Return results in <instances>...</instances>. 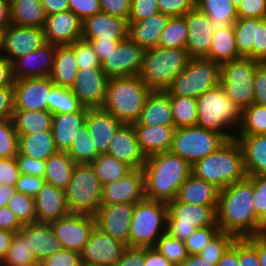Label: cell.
Instances as JSON below:
<instances>
[{
  "mask_svg": "<svg viewBox=\"0 0 266 266\" xmlns=\"http://www.w3.org/2000/svg\"><path fill=\"white\" fill-rule=\"evenodd\" d=\"M261 223L253 205V183L248 177L220 190L217 225L221 232L246 238L258 234Z\"/></svg>",
  "mask_w": 266,
  "mask_h": 266,
  "instance_id": "obj_1",
  "label": "cell"
},
{
  "mask_svg": "<svg viewBox=\"0 0 266 266\" xmlns=\"http://www.w3.org/2000/svg\"><path fill=\"white\" fill-rule=\"evenodd\" d=\"M191 169L192 165L187 160L171 151L147 157L142 168L146 199L165 203L173 201Z\"/></svg>",
  "mask_w": 266,
  "mask_h": 266,
  "instance_id": "obj_2",
  "label": "cell"
},
{
  "mask_svg": "<svg viewBox=\"0 0 266 266\" xmlns=\"http://www.w3.org/2000/svg\"><path fill=\"white\" fill-rule=\"evenodd\" d=\"M191 174L220 190L244 180L247 175L240 143L236 138L227 140L219 149L195 162Z\"/></svg>",
  "mask_w": 266,
  "mask_h": 266,
  "instance_id": "obj_3",
  "label": "cell"
},
{
  "mask_svg": "<svg viewBox=\"0 0 266 266\" xmlns=\"http://www.w3.org/2000/svg\"><path fill=\"white\" fill-rule=\"evenodd\" d=\"M151 92L139 75L110 78L101 108L123 124H132L139 120Z\"/></svg>",
  "mask_w": 266,
  "mask_h": 266,
  "instance_id": "obj_4",
  "label": "cell"
},
{
  "mask_svg": "<svg viewBox=\"0 0 266 266\" xmlns=\"http://www.w3.org/2000/svg\"><path fill=\"white\" fill-rule=\"evenodd\" d=\"M198 118L196 126L223 134L228 140L237 134L226 132L224 128L237 125L240 129L242 110L227 95L220 84L196 99Z\"/></svg>",
  "mask_w": 266,
  "mask_h": 266,
  "instance_id": "obj_5",
  "label": "cell"
},
{
  "mask_svg": "<svg viewBox=\"0 0 266 266\" xmlns=\"http://www.w3.org/2000/svg\"><path fill=\"white\" fill-rule=\"evenodd\" d=\"M190 59L186 49L157 46L145 51L139 76L152 91H165Z\"/></svg>",
  "mask_w": 266,
  "mask_h": 266,
  "instance_id": "obj_6",
  "label": "cell"
},
{
  "mask_svg": "<svg viewBox=\"0 0 266 266\" xmlns=\"http://www.w3.org/2000/svg\"><path fill=\"white\" fill-rule=\"evenodd\" d=\"M167 203L143 199L135 203L130 230L129 247H154L166 233Z\"/></svg>",
  "mask_w": 266,
  "mask_h": 266,
  "instance_id": "obj_7",
  "label": "cell"
},
{
  "mask_svg": "<svg viewBox=\"0 0 266 266\" xmlns=\"http://www.w3.org/2000/svg\"><path fill=\"white\" fill-rule=\"evenodd\" d=\"M221 64L205 57L191 58L165 89L168 95L197 99L206 91L221 84Z\"/></svg>",
  "mask_w": 266,
  "mask_h": 266,
  "instance_id": "obj_8",
  "label": "cell"
},
{
  "mask_svg": "<svg viewBox=\"0 0 266 266\" xmlns=\"http://www.w3.org/2000/svg\"><path fill=\"white\" fill-rule=\"evenodd\" d=\"M65 191L70 213L94 216L102 205V184L91 164H75Z\"/></svg>",
  "mask_w": 266,
  "mask_h": 266,
  "instance_id": "obj_9",
  "label": "cell"
},
{
  "mask_svg": "<svg viewBox=\"0 0 266 266\" xmlns=\"http://www.w3.org/2000/svg\"><path fill=\"white\" fill-rule=\"evenodd\" d=\"M166 233L185 241L198 228L218 226V206H204L178 202L176 199L167 203Z\"/></svg>",
  "mask_w": 266,
  "mask_h": 266,
  "instance_id": "obj_10",
  "label": "cell"
},
{
  "mask_svg": "<svg viewBox=\"0 0 266 266\" xmlns=\"http://www.w3.org/2000/svg\"><path fill=\"white\" fill-rule=\"evenodd\" d=\"M228 139L221 133L197 126L179 127L170 151L191 165L219 149Z\"/></svg>",
  "mask_w": 266,
  "mask_h": 266,
  "instance_id": "obj_11",
  "label": "cell"
},
{
  "mask_svg": "<svg viewBox=\"0 0 266 266\" xmlns=\"http://www.w3.org/2000/svg\"><path fill=\"white\" fill-rule=\"evenodd\" d=\"M260 64L257 60L242 56L221 66V85L241 110L253 103V80Z\"/></svg>",
  "mask_w": 266,
  "mask_h": 266,
  "instance_id": "obj_12",
  "label": "cell"
},
{
  "mask_svg": "<svg viewBox=\"0 0 266 266\" xmlns=\"http://www.w3.org/2000/svg\"><path fill=\"white\" fill-rule=\"evenodd\" d=\"M45 41L43 28L10 24L0 31V52L13 63L39 49Z\"/></svg>",
  "mask_w": 266,
  "mask_h": 266,
  "instance_id": "obj_13",
  "label": "cell"
},
{
  "mask_svg": "<svg viewBox=\"0 0 266 266\" xmlns=\"http://www.w3.org/2000/svg\"><path fill=\"white\" fill-rule=\"evenodd\" d=\"M64 249L81 253L96 227L92 215L70 213L49 223Z\"/></svg>",
  "mask_w": 266,
  "mask_h": 266,
  "instance_id": "obj_14",
  "label": "cell"
},
{
  "mask_svg": "<svg viewBox=\"0 0 266 266\" xmlns=\"http://www.w3.org/2000/svg\"><path fill=\"white\" fill-rule=\"evenodd\" d=\"M145 49L136 45L129 37L121 41L101 62L107 77L138 76L142 68Z\"/></svg>",
  "mask_w": 266,
  "mask_h": 266,
  "instance_id": "obj_15",
  "label": "cell"
},
{
  "mask_svg": "<svg viewBox=\"0 0 266 266\" xmlns=\"http://www.w3.org/2000/svg\"><path fill=\"white\" fill-rule=\"evenodd\" d=\"M127 246L95 227L81 251L83 266H114Z\"/></svg>",
  "mask_w": 266,
  "mask_h": 266,
  "instance_id": "obj_16",
  "label": "cell"
},
{
  "mask_svg": "<svg viewBox=\"0 0 266 266\" xmlns=\"http://www.w3.org/2000/svg\"><path fill=\"white\" fill-rule=\"evenodd\" d=\"M54 85L50 76L14 80V110L48 111Z\"/></svg>",
  "mask_w": 266,
  "mask_h": 266,
  "instance_id": "obj_17",
  "label": "cell"
},
{
  "mask_svg": "<svg viewBox=\"0 0 266 266\" xmlns=\"http://www.w3.org/2000/svg\"><path fill=\"white\" fill-rule=\"evenodd\" d=\"M135 203L101 205L94 215L96 227L129 246L130 223Z\"/></svg>",
  "mask_w": 266,
  "mask_h": 266,
  "instance_id": "obj_18",
  "label": "cell"
},
{
  "mask_svg": "<svg viewBox=\"0 0 266 266\" xmlns=\"http://www.w3.org/2000/svg\"><path fill=\"white\" fill-rule=\"evenodd\" d=\"M109 78L102 68H83L78 71L71 91L87 108H101L106 96Z\"/></svg>",
  "mask_w": 266,
  "mask_h": 266,
  "instance_id": "obj_19",
  "label": "cell"
},
{
  "mask_svg": "<svg viewBox=\"0 0 266 266\" xmlns=\"http://www.w3.org/2000/svg\"><path fill=\"white\" fill-rule=\"evenodd\" d=\"M145 198L144 173L142 169H132L124 177L102 185V205L137 203Z\"/></svg>",
  "mask_w": 266,
  "mask_h": 266,
  "instance_id": "obj_20",
  "label": "cell"
},
{
  "mask_svg": "<svg viewBox=\"0 0 266 266\" xmlns=\"http://www.w3.org/2000/svg\"><path fill=\"white\" fill-rule=\"evenodd\" d=\"M43 32L47 43L70 45L82 39L83 21L71 10L47 15Z\"/></svg>",
  "mask_w": 266,
  "mask_h": 266,
  "instance_id": "obj_21",
  "label": "cell"
},
{
  "mask_svg": "<svg viewBox=\"0 0 266 266\" xmlns=\"http://www.w3.org/2000/svg\"><path fill=\"white\" fill-rule=\"evenodd\" d=\"M187 28L186 50L191 58L206 57L216 29L208 16L196 6L184 15Z\"/></svg>",
  "mask_w": 266,
  "mask_h": 266,
  "instance_id": "obj_22",
  "label": "cell"
},
{
  "mask_svg": "<svg viewBox=\"0 0 266 266\" xmlns=\"http://www.w3.org/2000/svg\"><path fill=\"white\" fill-rule=\"evenodd\" d=\"M56 45L44 43L39 49L16 59L12 63L14 80L50 76Z\"/></svg>",
  "mask_w": 266,
  "mask_h": 266,
  "instance_id": "obj_23",
  "label": "cell"
},
{
  "mask_svg": "<svg viewBox=\"0 0 266 266\" xmlns=\"http://www.w3.org/2000/svg\"><path fill=\"white\" fill-rule=\"evenodd\" d=\"M127 19L99 12L83 21V40H125L128 38Z\"/></svg>",
  "mask_w": 266,
  "mask_h": 266,
  "instance_id": "obj_24",
  "label": "cell"
},
{
  "mask_svg": "<svg viewBox=\"0 0 266 266\" xmlns=\"http://www.w3.org/2000/svg\"><path fill=\"white\" fill-rule=\"evenodd\" d=\"M18 234L27 242L39 263L64 249L49 223L25 224Z\"/></svg>",
  "mask_w": 266,
  "mask_h": 266,
  "instance_id": "obj_25",
  "label": "cell"
},
{
  "mask_svg": "<svg viewBox=\"0 0 266 266\" xmlns=\"http://www.w3.org/2000/svg\"><path fill=\"white\" fill-rule=\"evenodd\" d=\"M107 154L132 169H142L147 159L140 148L132 124H123L113 135Z\"/></svg>",
  "mask_w": 266,
  "mask_h": 266,
  "instance_id": "obj_26",
  "label": "cell"
},
{
  "mask_svg": "<svg viewBox=\"0 0 266 266\" xmlns=\"http://www.w3.org/2000/svg\"><path fill=\"white\" fill-rule=\"evenodd\" d=\"M85 123L99 154L107 153L113 135L123 123L102 108H88Z\"/></svg>",
  "mask_w": 266,
  "mask_h": 266,
  "instance_id": "obj_27",
  "label": "cell"
},
{
  "mask_svg": "<svg viewBox=\"0 0 266 266\" xmlns=\"http://www.w3.org/2000/svg\"><path fill=\"white\" fill-rule=\"evenodd\" d=\"M35 213L40 223H50L70 214L66 191L45 182L35 196Z\"/></svg>",
  "mask_w": 266,
  "mask_h": 266,
  "instance_id": "obj_28",
  "label": "cell"
},
{
  "mask_svg": "<svg viewBox=\"0 0 266 266\" xmlns=\"http://www.w3.org/2000/svg\"><path fill=\"white\" fill-rule=\"evenodd\" d=\"M132 126L140 148L146 158L158 153L170 151L176 130L174 126Z\"/></svg>",
  "mask_w": 266,
  "mask_h": 266,
  "instance_id": "obj_29",
  "label": "cell"
},
{
  "mask_svg": "<svg viewBox=\"0 0 266 266\" xmlns=\"http://www.w3.org/2000/svg\"><path fill=\"white\" fill-rule=\"evenodd\" d=\"M87 107L71 113L53 114L52 134L58 151L67 152L77 132L85 124Z\"/></svg>",
  "mask_w": 266,
  "mask_h": 266,
  "instance_id": "obj_30",
  "label": "cell"
},
{
  "mask_svg": "<svg viewBox=\"0 0 266 266\" xmlns=\"http://www.w3.org/2000/svg\"><path fill=\"white\" fill-rule=\"evenodd\" d=\"M132 125L174 126L169 95L165 91H152L145 101L139 120Z\"/></svg>",
  "mask_w": 266,
  "mask_h": 266,
  "instance_id": "obj_31",
  "label": "cell"
},
{
  "mask_svg": "<svg viewBox=\"0 0 266 266\" xmlns=\"http://www.w3.org/2000/svg\"><path fill=\"white\" fill-rule=\"evenodd\" d=\"M220 189L190 174L180 186L176 200L187 204L218 206Z\"/></svg>",
  "mask_w": 266,
  "mask_h": 266,
  "instance_id": "obj_32",
  "label": "cell"
},
{
  "mask_svg": "<svg viewBox=\"0 0 266 266\" xmlns=\"http://www.w3.org/2000/svg\"><path fill=\"white\" fill-rule=\"evenodd\" d=\"M169 16L157 13L138 22H128V37L145 50L158 46L160 36L166 27Z\"/></svg>",
  "mask_w": 266,
  "mask_h": 266,
  "instance_id": "obj_33",
  "label": "cell"
},
{
  "mask_svg": "<svg viewBox=\"0 0 266 266\" xmlns=\"http://www.w3.org/2000/svg\"><path fill=\"white\" fill-rule=\"evenodd\" d=\"M240 143L247 176H266V134L235 137Z\"/></svg>",
  "mask_w": 266,
  "mask_h": 266,
  "instance_id": "obj_34",
  "label": "cell"
},
{
  "mask_svg": "<svg viewBox=\"0 0 266 266\" xmlns=\"http://www.w3.org/2000/svg\"><path fill=\"white\" fill-rule=\"evenodd\" d=\"M78 71L74 50L69 45H56L53 69L50 74L52 82L71 89Z\"/></svg>",
  "mask_w": 266,
  "mask_h": 266,
  "instance_id": "obj_35",
  "label": "cell"
},
{
  "mask_svg": "<svg viewBox=\"0 0 266 266\" xmlns=\"http://www.w3.org/2000/svg\"><path fill=\"white\" fill-rule=\"evenodd\" d=\"M240 57L242 56L239 54L236 45L234 25L231 24L225 28L216 29L209 53L205 58L222 65Z\"/></svg>",
  "mask_w": 266,
  "mask_h": 266,
  "instance_id": "obj_36",
  "label": "cell"
},
{
  "mask_svg": "<svg viewBox=\"0 0 266 266\" xmlns=\"http://www.w3.org/2000/svg\"><path fill=\"white\" fill-rule=\"evenodd\" d=\"M12 120L18 135L52 132L53 115L48 111L14 110Z\"/></svg>",
  "mask_w": 266,
  "mask_h": 266,
  "instance_id": "obj_37",
  "label": "cell"
},
{
  "mask_svg": "<svg viewBox=\"0 0 266 266\" xmlns=\"http://www.w3.org/2000/svg\"><path fill=\"white\" fill-rule=\"evenodd\" d=\"M75 163L65 151H57L46 160V183L62 190L68 188Z\"/></svg>",
  "mask_w": 266,
  "mask_h": 266,
  "instance_id": "obj_38",
  "label": "cell"
},
{
  "mask_svg": "<svg viewBox=\"0 0 266 266\" xmlns=\"http://www.w3.org/2000/svg\"><path fill=\"white\" fill-rule=\"evenodd\" d=\"M195 6L208 16L215 29L225 28L238 19L237 7L231 0H195Z\"/></svg>",
  "mask_w": 266,
  "mask_h": 266,
  "instance_id": "obj_39",
  "label": "cell"
},
{
  "mask_svg": "<svg viewBox=\"0 0 266 266\" xmlns=\"http://www.w3.org/2000/svg\"><path fill=\"white\" fill-rule=\"evenodd\" d=\"M56 149L52 132L19 135V152L36 160H47Z\"/></svg>",
  "mask_w": 266,
  "mask_h": 266,
  "instance_id": "obj_40",
  "label": "cell"
},
{
  "mask_svg": "<svg viewBox=\"0 0 266 266\" xmlns=\"http://www.w3.org/2000/svg\"><path fill=\"white\" fill-rule=\"evenodd\" d=\"M46 13L40 0H16L11 6V24L43 28Z\"/></svg>",
  "mask_w": 266,
  "mask_h": 266,
  "instance_id": "obj_41",
  "label": "cell"
},
{
  "mask_svg": "<svg viewBox=\"0 0 266 266\" xmlns=\"http://www.w3.org/2000/svg\"><path fill=\"white\" fill-rule=\"evenodd\" d=\"M96 176L102 185L118 180L127 175L132 168L126 163L119 161L105 153L100 154L92 163Z\"/></svg>",
  "mask_w": 266,
  "mask_h": 266,
  "instance_id": "obj_42",
  "label": "cell"
},
{
  "mask_svg": "<svg viewBox=\"0 0 266 266\" xmlns=\"http://www.w3.org/2000/svg\"><path fill=\"white\" fill-rule=\"evenodd\" d=\"M76 135L67 154L75 164H91L100 154L96 150L86 123Z\"/></svg>",
  "mask_w": 266,
  "mask_h": 266,
  "instance_id": "obj_43",
  "label": "cell"
},
{
  "mask_svg": "<svg viewBox=\"0 0 266 266\" xmlns=\"http://www.w3.org/2000/svg\"><path fill=\"white\" fill-rule=\"evenodd\" d=\"M266 134V106L252 103L242 110V122L238 135L249 137Z\"/></svg>",
  "mask_w": 266,
  "mask_h": 266,
  "instance_id": "obj_44",
  "label": "cell"
},
{
  "mask_svg": "<svg viewBox=\"0 0 266 266\" xmlns=\"http://www.w3.org/2000/svg\"><path fill=\"white\" fill-rule=\"evenodd\" d=\"M174 127L196 126L198 113L196 99L186 96L169 95Z\"/></svg>",
  "mask_w": 266,
  "mask_h": 266,
  "instance_id": "obj_45",
  "label": "cell"
},
{
  "mask_svg": "<svg viewBox=\"0 0 266 266\" xmlns=\"http://www.w3.org/2000/svg\"><path fill=\"white\" fill-rule=\"evenodd\" d=\"M188 28L184 16L169 17L158 46L167 48L186 49Z\"/></svg>",
  "mask_w": 266,
  "mask_h": 266,
  "instance_id": "obj_46",
  "label": "cell"
},
{
  "mask_svg": "<svg viewBox=\"0 0 266 266\" xmlns=\"http://www.w3.org/2000/svg\"><path fill=\"white\" fill-rule=\"evenodd\" d=\"M233 25L239 54L253 59V45L256 43V18H238Z\"/></svg>",
  "mask_w": 266,
  "mask_h": 266,
  "instance_id": "obj_47",
  "label": "cell"
},
{
  "mask_svg": "<svg viewBox=\"0 0 266 266\" xmlns=\"http://www.w3.org/2000/svg\"><path fill=\"white\" fill-rule=\"evenodd\" d=\"M48 112L53 114L71 113L80 111L84 106L79 102L70 88L54 85L50 89Z\"/></svg>",
  "mask_w": 266,
  "mask_h": 266,
  "instance_id": "obj_48",
  "label": "cell"
},
{
  "mask_svg": "<svg viewBox=\"0 0 266 266\" xmlns=\"http://www.w3.org/2000/svg\"><path fill=\"white\" fill-rule=\"evenodd\" d=\"M2 263L3 266H35L39 262L28 247L27 242L18 233H15L9 251Z\"/></svg>",
  "mask_w": 266,
  "mask_h": 266,
  "instance_id": "obj_49",
  "label": "cell"
},
{
  "mask_svg": "<svg viewBox=\"0 0 266 266\" xmlns=\"http://www.w3.org/2000/svg\"><path fill=\"white\" fill-rule=\"evenodd\" d=\"M174 266H180L188 258L185 242L164 233L154 246Z\"/></svg>",
  "mask_w": 266,
  "mask_h": 266,
  "instance_id": "obj_50",
  "label": "cell"
},
{
  "mask_svg": "<svg viewBox=\"0 0 266 266\" xmlns=\"http://www.w3.org/2000/svg\"><path fill=\"white\" fill-rule=\"evenodd\" d=\"M6 206L14 212L23 225L37 222L35 197L16 192V194L10 198Z\"/></svg>",
  "mask_w": 266,
  "mask_h": 266,
  "instance_id": "obj_51",
  "label": "cell"
},
{
  "mask_svg": "<svg viewBox=\"0 0 266 266\" xmlns=\"http://www.w3.org/2000/svg\"><path fill=\"white\" fill-rule=\"evenodd\" d=\"M236 237L232 234L219 232L198 254L203 259L217 265L226 250L233 244Z\"/></svg>",
  "mask_w": 266,
  "mask_h": 266,
  "instance_id": "obj_52",
  "label": "cell"
},
{
  "mask_svg": "<svg viewBox=\"0 0 266 266\" xmlns=\"http://www.w3.org/2000/svg\"><path fill=\"white\" fill-rule=\"evenodd\" d=\"M19 152V135L13 120L0 122V159L15 157Z\"/></svg>",
  "mask_w": 266,
  "mask_h": 266,
  "instance_id": "obj_53",
  "label": "cell"
},
{
  "mask_svg": "<svg viewBox=\"0 0 266 266\" xmlns=\"http://www.w3.org/2000/svg\"><path fill=\"white\" fill-rule=\"evenodd\" d=\"M69 46L74 50L79 70L87 67L101 68V62L90 42L81 39Z\"/></svg>",
  "mask_w": 266,
  "mask_h": 266,
  "instance_id": "obj_54",
  "label": "cell"
},
{
  "mask_svg": "<svg viewBox=\"0 0 266 266\" xmlns=\"http://www.w3.org/2000/svg\"><path fill=\"white\" fill-rule=\"evenodd\" d=\"M219 232V226L196 229V231L184 241L188 255H198Z\"/></svg>",
  "mask_w": 266,
  "mask_h": 266,
  "instance_id": "obj_55",
  "label": "cell"
},
{
  "mask_svg": "<svg viewBox=\"0 0 266 266\" xmlns=\"http://www.w3.org/2000/svg\"><path fill=\"white\" fill-rule=\"evenodd\" d=\"M253 183V205L256 215L266 218V176H247Z\"/></svg>",
  "mask_w": 266,
  "mask_h": 266,
  "instance_id": "obj_56",
  "label": "cell"
},
{
  "mask_svg": "<svg viewBox=\"0 0 266 266\" xmlns=\"http://www.w3.org/2000/svg\"><path fill=\"white\" fill-rule=\"evenodd\" d=\"M159 13L157 0H132L128 22H138Z\"/></svg>",
  "mask_w": 266,
  "mask_h": 266,
  "instance_id": "obj_57",
  "label": "cell"
},
{
  "mask_svg": "<svg viewBox=\"0 0 266 266\" xmlns=\"http://www.w3.org/2000/svg\"><path fill=\"white\" fill-rule=\"evenodd\" d=\"M159 12L169 17L184 16L195 7V0H157Z\"/></svg>",
  "mask_w": 266,
  "mask_h": 266,
  "instance_id": "obj_58",
  "label": "cell"
},
{
  "mask_svg": "<svg viewBox=\"0 0 266 266\" xmlns=\"http://www.w3.org/2000/svg\"><path fill=\"white\" fill-rule=\"evenodd\" d=\"M20 174L33 175L44 178L46 161L36 160L32 157L17 153L15 156Z\"/></svg>",
  "mask_w": 266,
  "mask_h": 266,
  "instance_id": "obj_59",
  "label": "cell"
},
{
  "mask_svg": "<svg viewBox=\"0 0 266 266\" xmlns=\"http://www.w3.org/2000/svg\"><path fill=\"white\" fill-rule=\"evenodd\" d=\"M42 266H83L81 253L63 249L40 262Z\"/></svg>",
  "mask_w": 266,
  "mask_h": 266,
  "instance_id": "obj_60",
  "label": "cell"
},
{
  "mask_svg": "<svg viewBox=\"0 0 266 266\" xmlns=\"http://www.w3.org/2000/svg\"><path fill=\"white\" fill-rule=\"evenodd\" d=\"M68 3L69 10L82 21L101 12L100 0H68Z\"/></svg>",
  "mask_w": 266,
  "mask_h": 266,
  "instance_id": "obj_61",
  "label": "cell"
},
{
  "mask_svg": "<svg viewBox=\"0 0 266 266\" xmlns=\"http://www.w3.org/2000/svg\"><path fill=\"white\" fill-rule=\"evenodd\" d=\"M238 18H266V0H242L237 7Z\"/></svg>",
  "mask_w": 266,
  "mask_h": 266,
  "instance_id": "obj_62",
  "label": "cell"
},
{
  "mask_svg": "<svg viewBox=\"0 0 266 266\" xmlns=\"http://www.w3.org/2000/svg\"><path fill=\"white\" fill-rule=\"evenodd\" d=\"M253 59L266 63V18H256V43L253 45Z\"/></svg>",
  "mask_w": 266,
  "mask_h": 266,
  "instance_id": "obj_63",
  "label": "cell"
},
{
  "mask_svg": "<svg viewBox=\"0 0 266 266\" xmlns=\"http://www.w3.org/2000/svg\"><path fill=\"white\" fill-rule=\"evenodd\" d=\"M19 175L15 157L0 159V185L15 186Z\"/></svg>",
  "mask_w": 266,
  "mask_h": 266,
  "instance_id": "obj_64",
  "label": "cell"
},
{
  "mask_svg": "<svg viewBox=\"0 0 266 266\" xmlns=\"http://www.w3.org/2000/svg\"><path fill=\"white\" fill-rule=\"evenodd\" d=\"M132 0H100L101 12L129 20Z\"/></svg>",
  "mask_w": 266,
  "mask_h": 266,
  "instance_id": "obj_65",
  "label": "cell"
},
{
  "mask_svg": "<svg viewBox=\"0 0 266 266\" xmlns=\"http://www.w3.org/2000/svg\"><path fill=\"white\" fill-rule=\"evenodd\" d=\"M45 182L42 177L20 174L15 187L17 192L35 197Z\"/></svg>",
  "mask_w": 266,
  "mask_h": 266,
  "instance_id": "obj_66",
  "label": "cell"
},
{
  "mask_svg": "<svg viewBox=\"0 0 266 266\" xmlns=\"http://www.w3.org/2000/svg\"><path fill=\"white\" fill-rule=\"evenodd\" d=\"M254 100L253 103L266 106V63H261L253 80Z\"/></svg>",
  "mask_w": 266,
  "mask_h": 266,
  "instance_id": "obj_67",
  "label": "cell"
},
{
  "mask_svg": "<svg viewBox=\"0 0 266 266\" xmlns=\"http://www.w3.org/2000/svg\"><path fill=\"white\" fill-rule=\"evenodd\" d=\"M14 112L13 87L0 88V122L12 119Z\"/></svg>",
  "mask_w": 266,
  "mask_h": 266,
  "instance_id": "obj_68",
  "label": "cell"
},
{
  "mask_svg": "<svg viewBox=\"0 0 266 266\" xmlns=\"http://www.w3.org/2000/svg\"><path fill=\"white\" fill-rule=\"evenodd\" d=\"M239 265L260 266L256 249L245 238H239Z\"/></svg>",
  "mask_w": 266,
  "mask_h": 266,
  "instance_id": "obj_69",
  "label": "cell"
},
{
  "mask_svg": "<svg viewBox=\"0 0 266 266\" xmlns=\"http://www.w3.org/2000/svg\"><path fill=\"white\" fill-rule=\"evenodd\" d=\"M143 263L144 247L127 246L114 266H143Z\"/></svg>",
  "mask_w": 266,
  "mask_h": 266,
  "instance_id": "obj_70",
  "label": "cell"
},
{
  "mask_svg": "<svg viewBox=\"0 0 266 266\" xmlns=\"http://www.w3.org/2000/svg\"><path fill=\"white\" fill-rule=\"evenodd\" d=\"M22 226L23 224L10 208L7 206L0 208V230L18 233Z\"/></svg>",
  "mask_w": 266,
  "mask_h": 266,
  "instance_id": "obj_71",
  "label": "cell"
},
{
  "mask_svg": "<svg viewBox=\"0 0 266 266\" xmlns=\"http://www.w3.org/2000/svg\"><path fill=\"white\" fill-rule=\"evenodd\" d=\"M143 266H174L155 247H144Z\"/></svg>",
  "mask_w": 266,
  "mask_h": 266,
  "instance_id": "obj_72",
  "label": "cell"
},
{
  "mask_svg": "<svg viewBox=\"0 0 266 266\" xmlns=\"http://www.w3.org/2000/svg\"><path fill=\"white\" fill-rule=\"evenodd\" d=\"M91 43L93 46L95 53L98 56V59L100 62L103 61V59L108 56L115 47L118 46V44L123 40H86Z\"/></svg>",
  "mask_w": 266,
  "mask_h": 266,
  "instance_id": "obj_73",
  "label": "cell"
},
{
  "mask_svg": "<svg viewBox=\"0 0 266 266\" xmlns=\"http://www.w3.org/2000/svg\"><path fill=\"white\" fill-rule=\"evenodd\" d=\"M12 63L0 53V88L13 87Z\"/></svg>",
  "mask_w": 266,
  "mask_h": 266,
  "instance_id": "obj_74",
  "label": "cell"
},
{
  "mask_svg": "<svg viewBox=\"0 0 266 266\" xmlns=\"http://www.w3.org/2000/svg\"><path fill=\"white\" fill-rule=\"evenodd\" d=\"M217 266H240L239 265V238L226 250Z\"/></svg>",
  "mask_w": 266,
  "mask_h": 266,
  "instance_id": "obj_75",
  "label": "cell"
},
{
  "mask_svg": "<svg viewBox=\"0 0 266 266\" xmlns=\"http://www.w3.org/2000/svg\"><path fill=\"white\" fill-rule=\"evenodd\" d=\"M46 16L69 10L68 0H40Z\"/></svg>",
  "mask_w": 266,
  "mask_h": 266,
  "instance_id": "obj_76",
  "label": "cell"
},
{
  "mask_svg": "<svg viewBox=\"0 0 266 266\" xmlns=\"http://www.w3.org/2000/svg\"><path fill=\"white\" fill-rule=\"evenodd\" d=\"M245 239L256 249L260 266H266V241L257 234Z\"/></svg>",
  "mask_w": 266,
  "mask_h": 266,
  "instance_id": "obj_77",
  "label": "cell"
},
{
  "mask_svg": "<svg viewBox=\"0 0 266 266\" xmlns=\"http://www.w3.org/2000/svg\"><path fill=\"white\" fill-rule=\"evenodd\" d=\"M15 232H10L6 230H0V260L6 257L7 252L12 244Z\"/></svg>",
  "mask_w": 266,
  "mask_h": 266,
  "instance_id": "obj_78",
  "label": "cell"
},
{
  "mask_svg": "<svg viewBox=\"0 0 266 266\" xmlns=\"http://www.w3.org/2000/svg\"><path fill=\"white\" fill-rule=\"evenodd\" d=\"M11 24V6L0 0V31Z\"/></svg>",
  "mask_w": 266,
  "mask_h": 266,
  "instance_id": "obj_79",
  "label": "cell"
},
{
  "mask_svg": "<svg viewBox=\"0 0 266 266\" xmlns=\"http://www.w3.org/2000/svg\"><path fill=\"white\" fill-rule=\"evenodd\" d=\"M17 192L15 186L0 185V208L7 205L10 198H12Z\"/></svg>",
  "mask_w": 266,
  "mask_h": 266,
  "instance_id": "obj_80",
  "label": "cell"
}]
</instances>
